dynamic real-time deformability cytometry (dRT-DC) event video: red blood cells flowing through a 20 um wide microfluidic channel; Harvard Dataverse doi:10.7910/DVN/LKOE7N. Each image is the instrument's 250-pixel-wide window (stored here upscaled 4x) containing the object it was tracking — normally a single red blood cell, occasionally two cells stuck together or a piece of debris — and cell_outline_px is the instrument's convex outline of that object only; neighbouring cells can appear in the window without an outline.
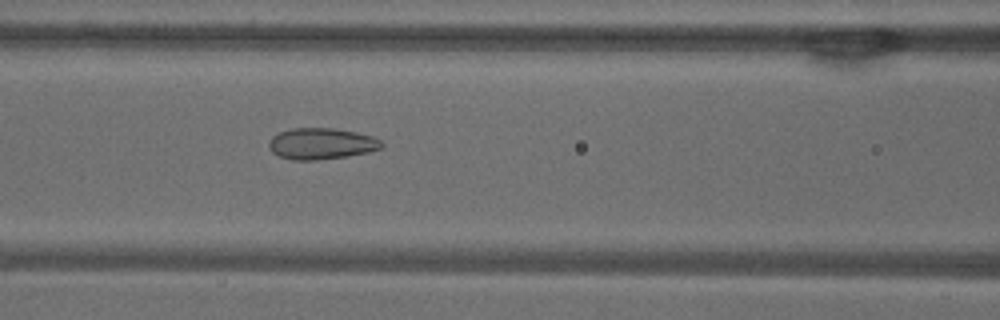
{"species": "common noctule bat (a hibernating species)", "species_latin": "Nyctalus noctula", "temperature_condition": "warm", "stored_images_in_passage": 51, "camera_frame_rate_fps": 3000, "um_per_image_px": 0.085, "animal": {"sex": "male", "body_mass_g": 18.8}, "frame": {"image": 1, "passage_image": 21, "time_ms": 6.667, "image_size_px": [1000, 320], "cell_outline_px": [[384, 144], [380, 148], [368, 152], [348, 156], [316, 160], [292, 160], [280, 156], [272, 152], [268, 148], [268, 140], [272, 136], [280, 132], [292, 128], [336, 128], [356, 132], [372, 136], [380, 140]], "centroid_in_image_um": [27.29, 12.21], "position_along_channel_um": 139.3, "area_um2": 20.63}}
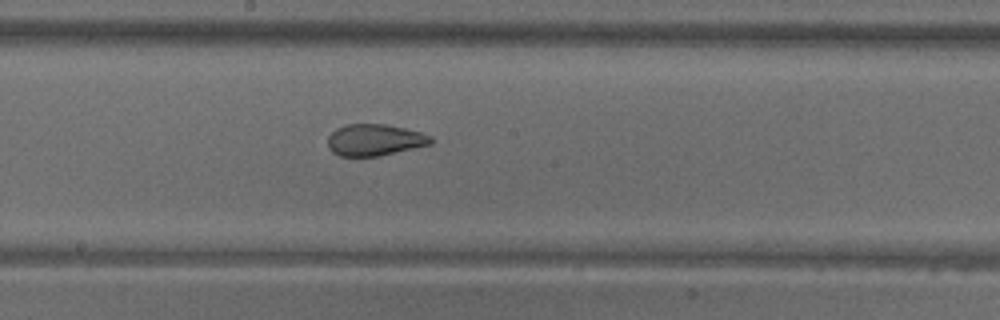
{"frame": {"image": 2, "passage_image": 27, "time_ms": 8.667, "image_size_px": [1000, 320], "cell_outline_px": [[432, 144], [380, 156], [340, 156], [332, 152], [328, 148], [328, 136], [336, 128], [344, 124], [388, 124], [420, 132], [432, 136]], "centroid_in_image_um": [31.84, 11.89], "position_along_channel_um": 216.4, "area_um2": 19.13}}
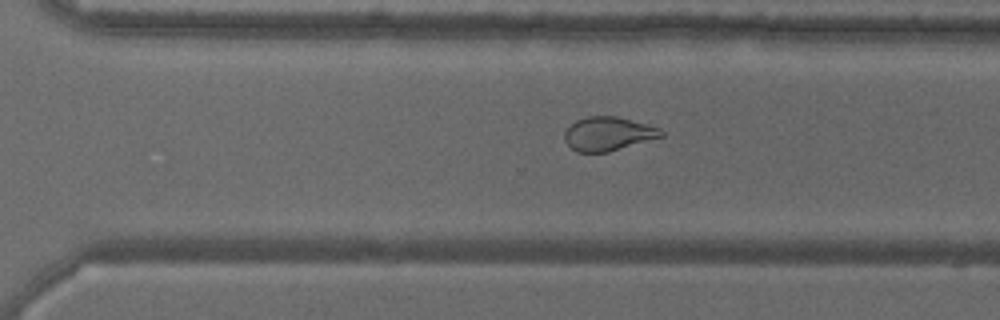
{"frame": {"image": 3, "passage_image": 35, "time_ms": 11.333, "image_size_px": [1000, 320], "cell_outline_px": [[664, 136], [608, 152], [576, 152], [564, 140], [564, 132], [576, 120], [588, 116], [616, 116], [648, 124], [660, 128], [664, 132]], "centroid_in_image_um": [51.71, 11.37], "position_along_channel_um": 318.9, "area_um2": 19.02}, "authors_computed_cell_mechanics": {"area_um2": 23.3512, "velocity_mm_per_s": 3.8633, "shape_relaxation_time_tau1_ms": 10.5059, "shape_relaxation_time_tau2_ms": 1.1959, "deformation_change_tau1": 0.2335, "deformation_change_tau2": 0.0821}}